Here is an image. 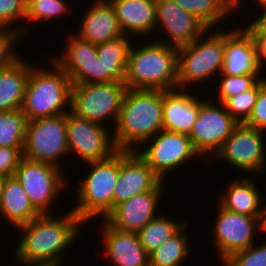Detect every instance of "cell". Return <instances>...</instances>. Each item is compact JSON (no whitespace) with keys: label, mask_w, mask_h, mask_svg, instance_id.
I'll use <instances>...</instances> for the list:
<instances>
[{"label":"cell","mask_w":266,"mask_h":266,"mask_svg":"<svg viewBox=\"0 0 266 266\" xmlns=\"http://www.w3.org/2000/svg\"><path fill=\"white\" fill-rule=\"evenodd\" d=\"M82 223L72 210L61 218L51 214L38 216L18 227L23 236L14 251L15 259L21 265L60 266L62 253L74 243Z\"/></svg>","instance_id":"cell-1"},{"label":"cell","mask_w":266,"mask_h":266,"mask_svg":"<svg viewBox=\"0 0 266 266\" xmlns=\"http://www.w3.org/2000/svg\"><path fill=\"white\" fill-rule=\"evenodd\" d=\"M162 108L163 90L127 89L113 129L117 149L135 151L163 130Z\"/></svg>","instance_id":"cell-2"},{"label":"cell","mask_w":266,"mask_h":266,"mask_svg":"<svg viewBox=\"0 0 266 266\" xmlns=\"http://www.w3.org/2000/svg\"><path fill=\"white\" fill-rule=\"evenodd\" d=\"M178 49L152 41L131 47L124 83L127 89L172 90L178 88Z\"/></svg>","instance_id":"cell-3"},{"label":"cell","mask_w":266,"mask_h":266,"mask_svg":"<svg viewBox=\"0 0 266 266\" xmlns=\"http://www.w3.org/2000/svg\"><path fill=\"white\" fill-rule=\"evenodd\" d=\"M54 71L31 67L21 110L28 121L58 116L71 111L72 82L51 58ZM69 106V110L64 108ZM66 109V111H65Z\"/></svg>","instance_id":"cell-4"},{"label":"cell","mask_w":266,"mask_h":266,"mask_svg":"<svg viewBox=\"0 0 266 266\" xmlns=\"http://www.w3.org/2000/svg\"><path fill=\"white\" fill-rule=\"evenodd\" d=\"M90 171L78 190L72 211L85 223L97 216L106 217L113 209V194L119 178L120 150L109 158L88 162Z\"/></svg>","instance_id":"cell-5"},{"label":"cell","mask_w":266,"mask_h":266,"mask_svg":"<svg viewBox=\"0 0 266 266\" xmlns=\"http://www.w3.org/2000/svg\"><path fill=\"white\" fill-rule=\"evenodd\" d=\"M204 36L201 34L190 45L178 48V89H181V87L185 88L186 85L191 83L206 81L217 72L221 73L222 71L225 51V31L220 32L216 30V33L207 37L208 39Z\"/></svg>","instance_id":"cell-6"},{"label":"cell","mask_w":266,"mask_h":266,"mask_svg":"<svg viewBox=\"0 0 266 266\" xmlns=\"http://www.w3.org/2000/svg\"><path fill=\"white\" fill-rule=\"evenodd\" d=\"M126 90L124 82L73 84L71 112L101 125L109 118L116 124Z\"/></svg>","instance_id":"cell-7"},{"label":"cell","mask_w":266,"mask_h":266,"mask_svg":"<svg viewBox=\"0 0 266 266\" xmlns=\"http://www.w3.org/2000/svg\"><path fill=\"white\" fill-rule=\"evenodd\" d=\"M68 153L66 113L27 122L23 147L25 158L60 167V157Z\"/></svg>","instance_id":"cell-8"},{"label":"cell","mask_w":266,"mask_h":266,"mask_svg":"<svg viewBox=\"0 0 266 266\" xmlns=\"http://www.w3.org/2000/svg\"><path fill=\"white\" fill-rule=\"evenodd\" d=\"M63 175L56 165L25 157L21 159L14 174L41 215L50 213L49 207L64 189L66 182Z\"/></svg>","instance_id":"cell-9"},{"label":"cell","mask_w":266,"mask_h":266,"mask_svg":"<svg viewBox=\"0 0 266 266\" xmlns=\"http://www.w3.org/2000/svg\"><path fill=\"white\" fill-rule=\"evenodd\" d=\"M156 135V136H155ZM151 139L145 150L135 152L152 168L153 172L163 181L164 176L171 173L191 158L200 156L195 150L191 138L187 134L160 130ZM151 141V142H150ZM139 152H138V151Z\"/></svg>","instance_id":"cell-10"},{"label":"cell","mask_w":266,"mask_h":266,"mask_svg":"<svg viewBox=\"0 0 266 266\" xmlns=\"http://www.w3.org/2000/svg\"><path fill=\"white\" fill-rule=\"evenodd\" d=\"M66 127L69 153L74 151L85 163L104 160L118 151L104 125L78 117L70 111L66 113Z\"/></svg>","instance_id":"cell-11"},{"label":"cell","mask_w":266,"mask_h":266,"mask_svg":"<svg viewBox=\"0 0 266 266\" xmlns=\"http://www.w3.org/2000/svg\"><path fill=\"white\" fill-rule=\"evenodd\" d=\"M255 128L239 124L215 153L230 166L241 171L257 173L266 168V147L263 133Z\"/></svg>","instance_id":"cell-12"},{"label":"cell","mask_w":266,"mask_h":266,"mask_svg":"<svg viewBox=\"0 0 266 266\" xmlns=\"http://www.w3.org/2000/svg\"><path fill=\"white\" fill-rule=\"evenodd\" d=\"M209 102L200 101L198 117L189 135L195 150L201 156L212 153L215 155L239 125L227 112L223 103H219V108Z\"/></svg>","instance_id":"cell-13"},{"label":"cell","mask_w":266,"mask_h":266,"mask_svg":"<svg viewBox=\"0 0 266 266\" xmlns=\"http://www.w3.org/2000/svg\"><path fill=\"white\" fill-rule=\"evenodd\" d=\"M217 212L213 233L217 253L224 262L232 254L255 243L254 232L257 226L260 228V218L234 213L220 205Z\"/></svg>","instance_id":"cell-14"},{"label":"cell","mask_w":266,"mask_h":266,"mask_svg":"<svg viewBox=\"0 0 266 266\" xmlns=\"http://www.w3.org/2000/svg\"><path fill=\"white\" fill-rule=\"evenodd\" d=\"M156 27L160 24L169 40L158 41L180 48L190 45L208 29L197 17L179 7L174 0H156ZM166 41V42H165Z\"/></svg>","instance_id":"cell-15"},{"label":"cell","mask_w":266,"mask_h":266,"mask_svg":"<svg viewBox=\"0 0 266 266\" xmlns=\"http://www.w3.org/2000/svg\"><path fill=\"white\" fill-rule=\"evenodd\" d=\"M162 180L135 152L120 150L119 178L113 194V208L137 194L152 191Z\"/></svg>","instance_id":"cell-16"},{"label":"cell","mask_w":266,"mask_h":266,"mask_svg":"<svg viewBox=\"0 0 266 266\" xmlns=\"http://www.w3.org/2000/svg\"><path fill=\"white\" fill-rule=\"evenodd\" d=\"M164 184L161 181L152 191L137 194L116 205L103 219L117 230L138 233L156 215L157 204Z\"/></svg>","instance_id":"cell-17"},{"label":"cell","mask_w":266,"mask_h":266,"mask_svg":"<svg viewBox=\"0 0 266 266\" xmlns=\"http://www.w3.org/2000/svg\"><path fill=\"white\" fill-rule=\"evenodd\" d=\"M243 29L225 32L224 63L221 71L224 75L260 74L253 38Z\"/></svg>","instance_id":"cell-18"},{"label":"cell","mask_w":266,"mask_h":266,"mask_svg":"<svg viewBox=\"0 0 266 266\" xmlns=\"http://www.w3.org/2000/svg\"><path fill=\"white\" fill-rule=\"evenodd\" d=\"M199 109L200 98L187 93L186 90L183 91L182 88L163 90V130L190 135Z\"/></svg>","instance_id":"cell-19"},{"label":"cell","mask_w":266,"mask_h":266,"mask_svg":"<svg viewBox=\"0 0 266 266\" xmlns=\"http://www.w3.org/2000/svg\"><path fill=\"white\" fill-rule=\"evenodd\" d=\"M104 223L103 249L113 266H149V254L140 244L137 233L117 230Z\"/></svg>","instance_id":"cell-20"},{"label":"cell","mask_w":266,"mask_h":266,"mask_svg":"<svg viewBox=\"0 0 266 266\" xmlns=\"http://www.w3.org/2000/svg\"><path fill=\"white\" fill-rule=\"evenodd\" d=\"M88 9L76 34L79 38L100 44L124 35L109 0H96Z\"/></svg>","instance_id":"cell-21"},{"label":"cell","mask_w":266,"mask_h":266,"mask_svg":"<svg viewBox=\"0 0 266 266\" xmlns=\"http://www.w3.org/2000/svg\"><path fill=\"white\" fill-rule=\"evenodd\" d=\"M69 37L63 57L49 58L67 73L72 84H89L94 55H97V44L82 40L74 34Z\"/></svg>","instance_id":"cell-22"},{"label":"cell","mask_w":266,"mask_h":266,"mask_svg":"<svg viewBox=\"0 0 266 266\" xmlns=\"http://www.w3.org/2000/svg\"><path fill=\"white\" fill-rule=\"evenodd\" d=\"M124 35H146L156 28V0H109ZM146 33V34H145Z\"/></svg>","instance_id":"cell-23"},{"label":"cell","mask_w":266,"mask_h":266,"mask_svg":"<svg viewBox=\"0 0 266 266\" xmlns=\"http://www.w3.org/2000/svg\"><path fill=\"white\" fill-rule=\"evenodd\" d=\"M2 216L15 228L28 224L41 214L32 205L27 193L15 176L6 177L0 200Z\"/></svg>","instance_id":"cell-24"},{"label":"cell","mask_w":266,"mask_h":266,"mask_svg":"<svg viewBox=\"0 0 266 266\" xmlns=\"http://www.w3.org/2000/svg\"><path fill=\"white\" fill-rule=\"evenodd\" d=\"M219 205L231 212L246 216L261 218L264 208V201L261 192L253 180L249 178L235 179L227 188ZM263 203V205H262Z\"/></svg>","instance_id":"cell-25"},{"label":"cell","mask_w":266,"mask_h":266,"mask_svg":"<svg viewBox=\"0 0 266 266\" xmlns=\"http://www.w3.org/2000/svg\"><path fill=\"white\" fill-rule=\"evenodd\" d=\"M19 57L0 70V111H15L22 107L31 65Z\"/></svg>","instance_id":"cell-26"},{"label":"cell","mask_w":266,"mask_h":266,"mask_svg":"<svg viewBox=\"0 0 266 266\" xmlns=\"http://www.w3.org/2000/svg\"><path fill=\"white\" fill-rule=\"evenodd\" d=\"M126 35L97 44L98 59L101 60L105 83L124 82L128 57L132 47Z\"/></svg>","instance_id":"cell-27"},{"label":"cell","mask_w":266,"mask_h":266,"mask_svg":"<svg viewBox=\"0 0 266 266\" xmlns=\"http://www.w3.org/2000/svg\"><path fill=\"white\" fill-rule=\"evenodd\" d=\"M241 0H174L186 12L197 17L208 29L216 27ZM238 6V7H237Z\"/></svg>","instance_id":"cell-28"},{"label":"cell","mask_w":266,"mask_h":266,"mask_svg":"<svg viewBox=\"0 0 266 266\" xmlns=\"http://www.w3.org/2000/svg\"><path fill=\"white\" fill-rule=\"evenodd\" d=\"M186 223L165 243L149 254V266H181L189 255ZM184 231V232H183Z\"/></svg>","instance_id":"cell-29"},{"label":"cell","mask_w":266,"mask_h":266,"mask_svg":"<svg viewBox=\"0 0 266 266\" xmlns=\"http://www.w3.org/2000/svg\"><path fill=\"white\" fill-rule=\"evenodd\" d=\"M184 224L167 218L165 213L162 215L160 213L137 233L140 244L150 254L173 236Z\"/></svg>","instance_id":"cell-30"},{"label":"cell","mask_w":266,"mask_h":266,"mask_svg":"<svg viewBox=\"0 0 266 266\" xmlns=\"http://www.w3.org/2000/svg\"><path fill=\"white\" fill-rule=\"evenodd\" d=\"M27 122L21 109L0 111V147H24Z\"/></svg>","instance_id":"cell-31"},{"label":"cell","mask_w":266,"mask_h":266,"mask_svg":"<svg viewBox=\"0 0 266 266\" xmlns=\"http://www.w3.org/2000/svg\"><path fill=\"white\" fill-rule=\"evenodd\" d=\"M260 90V81L251 89L228 98L223 104L227 112L239 123L250 116Z\"/></svg>","instance_id":"cell-32"},{"label":"cell","mask_w":266,"mask_h":266,"mask_svg":"<svg viewBox=\"0 0 266 266\" xmlns=\"http://www.w3.org/2000/svg\"><path fill=\"white\" fill-rule=\"evenodd\" d=\"M260 74H247L242 76L222 75L218 87L219 103L253 88L261 79Z\"/></svg>","instance_id":"cell-33"},{"label":"cell","mask_w":266,"mask_h":266,"mask_svg":"<svg viewBox=\"0 0 266 266\" xmlns=\"http://www.w3.org/2000/svg\"><path fill=\"white\" fill-rule=\"evenodd\" d=\"M65 0H33L26 7L25 18L29 21L51 20L68 12Z\"/></svg>","instance_id":"cell-34"},{"label":"cell","mask_w":266,"mask_h":266,"mask_svg":"<svg viewBox=\"0 0 266 266\" xmlns=\"http://www.w3.org/2000/svg\"><path fill=\"white\" fill-rule=\"evenodd\" d=\"M232 254L223 266H266V242Z\"/></svg>","instance_id":"cell-35"},{"label":"cell","mask_w":266,"mask_h":266,"mask_svg":"<svg viewBox=\"0 0 266 266\" xmlns=\"http://www.w3.org/2000/svg\"><path fill=\"white\" fill-rule=\"evenodd\" d=\"M26 16V8L20 0H0V28H10L24 35V27L13 28L12 22L23 19ZM19 18V19H18ZM11 25V26H10ZM9 26V27H8Z\"/></svg>","instance_id":"cell-36"},{"label":"cell","mask_w":266,"mask_h":266,"mask_svg":"<svg viewBox=\"0 0 266 266\" xmlns=\"http://www.w3.org/2000/svg\"><path fill=\"white\" fill-rule=\"evenodd\" d=\"M244 125L261 131L266 130V79L260 80V90L254 108Z\"/></svg>","instance_id":"cell-37"},{"label":"cell","mask_w":266,"mask_h":266,"mask_svg":"<svg viewBox=\"0 0 266 266\" xmlns=\"http://www.w3.org/2000/svg\"><path fill=\"white\" fill-rule=\"evenodd\" d=\"M21 34L14 29L0 28V70L8 67L19 57L12 50V46Z\"/></svg>","instance_id":"cell-38"},{"label":"cell","mask_w":266,"mask_h":266,"mask_svg":"<svg viewBox=\"0 0 266 266\" xmlns=\"http://www.w3.org/2000/svg\"><path fill=\"white\" fill-rule=\"evenodd\" d=\"M23 157V147H0V174L14 176Z\"/></svg>","instance_id":"cell-39"},{"label":"cell","mask_w":266,"mask_h":266,"mask_svg":"<svg viewBox=\"0 0 266 266\" xmlns=\"http://www.w3.org/2000/svg\"><path fill=\"white\" fill-rule=\"evenodd\" d=\"M256 46L257 63L260 72L263 68V61H266V34L250 33ZM262 67V68H261Z\"/></svg>","instance_id":"cell-40"},{"label":"cell","mask_w":266,"mask_h":266,"mask_svg":"<svg viewBox=\"0 0 266 266\" xmlns=\"http://www.w3.org/2000/svg\"><path fill=\"white\" fill-rule=\"evenodd\" d=\"M263 14L256 18V20L251 24L248 25V27H245L246 30L249 33H262L266 34V6L262 7Z\"/></svg>","instance_id":"cell-41"},{"label":"cell","mask_w":266,"mask_h":266,"mask_svg":"<svg viewBox=\"0 0 266 266\" xmlns=\"http://www.w3.org/2000/svg\"><path fill=\"white\" fill-rule=\"evenodd\" d=\"M91 83H105V74H102L101 60L98 59V55H94Z\"/></svg>","instance_id":"cell-42"},{"label":"cell","mask_w":266,"mask_h":266,"mask_svg":"<svg viewBox=\"0 0 266 266\" xmlns=\"http://www.w3.org/2000/svg\"><path fill=\"white\" fill-rule=\"evenodd\" d=\"M260 229H262L263 232H266V204H264L263 212L260 218Z\"/></svg>","instance_id":"cell-43"},{"label":"cell","mask_w":266,"mask_h":266,"mask_svg":"<svg viewBox=\"0 0 266 266\" xmlns=\"http://www.w3.org/2000/svg\"><path fill=\"white\" fill-rule=\"evenodd\" d=\"M6 176H3L0 174V200H1V196H2V191H3V185L5 182Z\"/></svg>","instance_id":"cell-44"},{"label":"cell","mask_w":266,"mask_h":266,"mask_svg":"<svg viewBox=\"0 0 266 266\" xmlns=\"http://www.w3.org/2000/svg\"><path fill=\"white\" fill-rule=\"evenodd\" d=\"M20 1L26 8L33 0H20Z\"/></svg>","instance_id":"cell-45"},{"label":"cell","mask_w":266,"mask_h":266,"mask_svg":"<svg viewBox=\"0 0 266 266\" xmlns=\"http://www.w3.org/2000/svg\"><path fill=\"white\" fill-rule=\"evenodd\" d=\"M255 1L258 2L259 6H261V8L266 6V0H255Z\"/></svg>","instance_id":"cell-46"},{"label":"cell","mask_w":266,"mask_h":266,"mask_svg":"<svg viewBox=\"0 0 266 266\" xmlns=\"http://www.w3.org/2000/svg\"><path fill=\"white\" fill-rule=\"evenodd\" d=\"M26 266H44V265H26Z\"/></svg>","instance_id":"cell-47"}]
</instances>
